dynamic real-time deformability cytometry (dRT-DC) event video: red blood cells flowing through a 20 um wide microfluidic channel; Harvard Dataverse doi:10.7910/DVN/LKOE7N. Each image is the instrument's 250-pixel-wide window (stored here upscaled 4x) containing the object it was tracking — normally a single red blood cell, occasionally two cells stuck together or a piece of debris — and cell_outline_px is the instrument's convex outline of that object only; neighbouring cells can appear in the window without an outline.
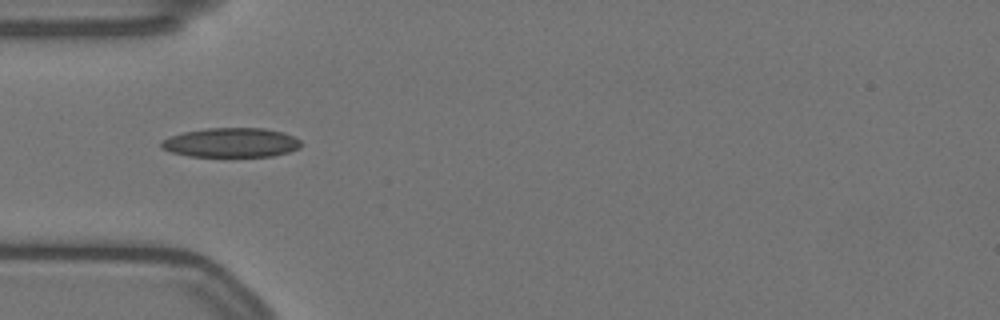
{"species": "Egyptian fruit bat (a non-hibernating species)", "species_latin": "Rousettus aegyptiacus", "temperature_condition": "warm", "stored_images_in_passage": 11, "camera_frame_rate_fps": 3000, "um_per_image_px": 0.085, "animal": {"sex": "female"}, "frame": {"image": 1, "passage_image": 5, "time_ms": 1.333, "image_size_px": [1000, 320], "cell_outline_px": [[300, 148], [288, 152], [272, 156], [188, 156], [172, 152], [160, 148], [160, 140], [168, 136], [184, 132], [204, 128], [264, 128], [284, 132], [300, 140]], "centroid_in_image_um": [19.6, 12.11], "position_along_channel_um": 65.4, "area_um2": 24.04}}
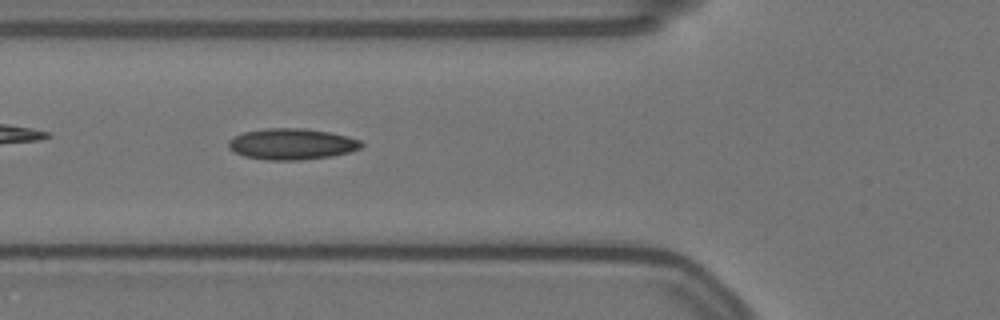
{"frame": {"image": 2, "passage_image": 8, "time_ms": 2.333, "image_size_px": [1000, 320], "cell_outline_px": [[364, 144], [360, 148], [348, 152], [332, 156], [300, 160], [264, 160], [244, 156], [228, 148], [228, 140], [244, 132], [268, 128], [304, 128], [328, 132], [348, 136], [360, 140]], "centroid_in_image_um": [24.8, 12.24], "position_along_channel_um": 101.0, "area_um2": 24.04}}